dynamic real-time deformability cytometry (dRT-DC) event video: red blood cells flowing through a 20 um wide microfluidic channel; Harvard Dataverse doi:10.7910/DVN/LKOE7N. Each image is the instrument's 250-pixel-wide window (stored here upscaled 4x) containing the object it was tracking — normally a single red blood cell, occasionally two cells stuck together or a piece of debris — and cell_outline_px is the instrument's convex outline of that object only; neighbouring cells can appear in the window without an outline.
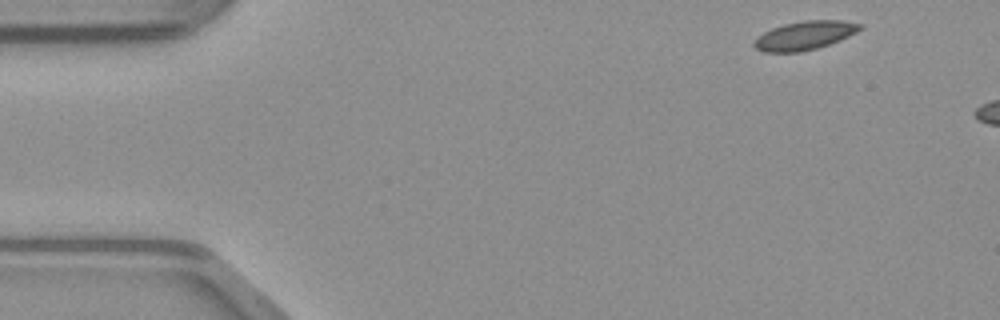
{"species": "common noctule bat (a hibernating species)", "species_latin": "Nyctalus noctula", "temperature_condition": "warm", "stored_images_in_passage": 6, "camera_frame_rate_fps": 3000, "um_per_image_px": 0.085, "animal": {"sex": "male", "body_mass_g": 23.1, "forearm_length_mm": 52.7}, "frame": {"image": 1, "passage_image": 1, "time_ms": 0.0, "image_size_px": [1000, 320], "cell_outline_px": [[864, 28], [840, 40], [816, 48], [800, 52], [764, 52], [756, 48], [752, 44], [756, 36], [772, 28], [784, 24], [804, 20], [844, 20], [864, 24]], "centroid_in_image_um": [68.41, 3.0], "position_along_channel_um": 16.6, "area_um2": 17.8}}